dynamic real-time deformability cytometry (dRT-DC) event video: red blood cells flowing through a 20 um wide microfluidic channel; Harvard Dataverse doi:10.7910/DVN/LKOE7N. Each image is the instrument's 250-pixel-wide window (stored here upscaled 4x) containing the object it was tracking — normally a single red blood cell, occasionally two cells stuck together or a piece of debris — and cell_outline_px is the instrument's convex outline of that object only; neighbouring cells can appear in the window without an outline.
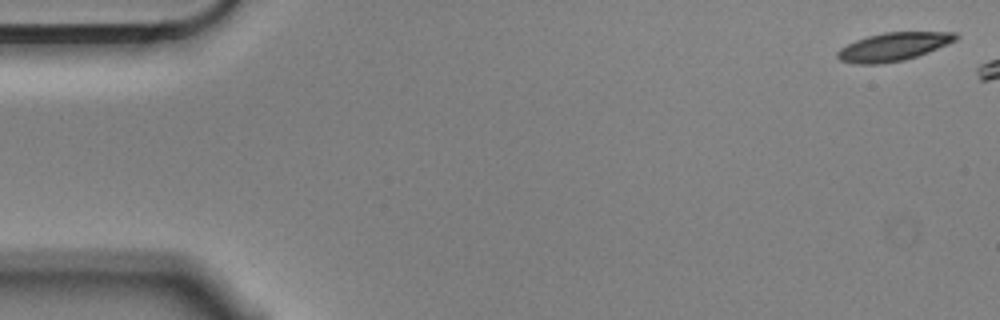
{"species": "Egyptian fruit bat (a non-hibernating species)", "species_latin": "Rousettus aegyptiacus", "temperature_condition": "cold", "stored_images_in_passage": 3, "camera_frame_rate_fps": 3000, "um_per_image_px": 0.085, "animal": {"sex": "male"}, "frame": {"image": 1, "passage_image": 1, "time_ms": 0.0, "image_size_px": [1000, 320], "cell_outline_px": [[960, 36], [956, 40], [948, 44], [928, 52], [904, 60], [880, 64], [856, 64], [840, 60], [836, 56], [836, 52], [840, 48], [856, 40], [868, 36], [884, 32], [956, 32]], "centroid_in_image_um": [75.94, 3.97], "position_along_channel_um": 9.1, "area_um2": 19.48}}